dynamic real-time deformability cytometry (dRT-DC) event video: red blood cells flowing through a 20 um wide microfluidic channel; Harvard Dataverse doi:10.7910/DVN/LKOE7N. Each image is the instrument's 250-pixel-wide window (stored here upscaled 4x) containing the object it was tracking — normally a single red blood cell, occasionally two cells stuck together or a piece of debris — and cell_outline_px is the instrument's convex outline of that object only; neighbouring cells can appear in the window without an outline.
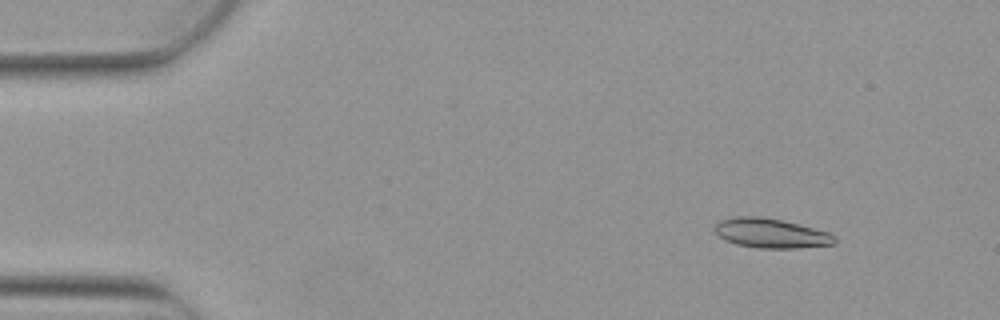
{"species": "Egyptian fruit bat (a non-hibernating species)", "species_latin": "Rousettus aegyptiacus", "temperature_condition": "warm", "stored_images_in_passage": 6, "camera_frame_rate_fps": 3000, "um_per_image_px": 0.085, "animal": {"sex": "female"}, "frame": {"image": 1, "passage_image": 2, "time_ms": 0.333, "image_size_px": [1000, 320], "cell_outline_px": [[836, 244], [796, 248], [760, 248], [736, 244], [724, 240], [716, 232], [716, 224], [720, 220], [736, 216], [760, 216], [800, 224], [828, 232], [836, 236]], "centroid_in_image_um": [65.56, 19.82], "position_along_channel_um": 19.4, "area_um2": 20.58}}
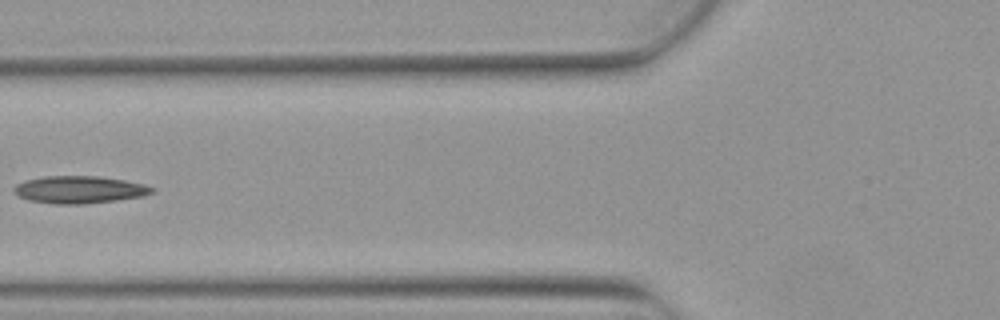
{"frame": {"image": 2, "passage_image": 6, "time_ms": 1.667, "image_size_px": [1000, 320], "cell_outline_px": [[156, 188], [152, 192], [144, 196], [116, 200], [84, 204], [52, 204], [28, 200], [16, 196], [12, 188], [16, 184], [24, 180], [44, 176], [100, 176], [124, 180], [144, 184]], "centroid_in_image_um": [6.7, 16.12], "position_along_channel_um": 119.1, "area_um2": 22.25}}